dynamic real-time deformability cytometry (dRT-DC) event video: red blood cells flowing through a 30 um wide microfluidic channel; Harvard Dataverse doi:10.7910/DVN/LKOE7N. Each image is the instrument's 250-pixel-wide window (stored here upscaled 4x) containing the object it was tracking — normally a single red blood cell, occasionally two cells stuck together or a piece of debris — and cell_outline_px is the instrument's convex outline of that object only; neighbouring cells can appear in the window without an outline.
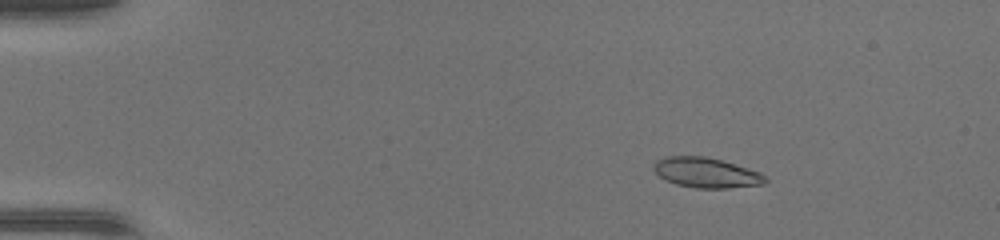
{"species": "common noctule bat (a hibernating species)", "species_latin": "Nyctalus noctula", "temperature_condition": "warm", "stored_images_in_passage": 47, "camera_frame_rate_fps": 3000, "um_per_image_px": 0.085, "animal": {"sex": "female", "body_mass_g": 17.0, "forearm_length_mm": 48.0}, "frame": {"image": 1, "passage_image": 7, "time_ms": 2.0, "image_size_px": [1000, 240], "cell_outline_px": [[768, 180], [764, 184], [728, 188], [696, 188], [676, 184], [664, 180], [652, 168], [652, 164], [656, 160], [664, 156], [704, 156], [720, 160], [760, 172]], "centroid_in_image_um": [59.98, 14.68], "position_along_channel_um": 25.0, "area_um2": 19.54}}
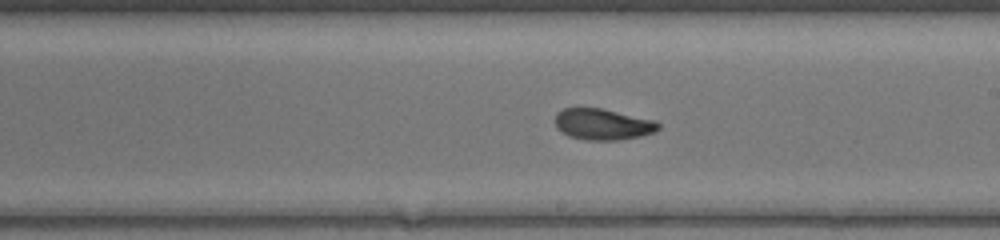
{"frame": {"image": 2, "passage_image": 28, "time_ms": 9.0, "image_size_px": [1000, 240], "cell_outline_px": [[660, 128], [656, 132], [640, 136], [620, 140], [584, 140], [568, 136], [560, 132], [556, 128], [556, 112], [564, 108], [600, 108], [652, 120], [660, 124]], "centroid_in_image_um": [51.2, 10.58], "position_along_channel_um": 237.8, "area_um2": 18.73}}
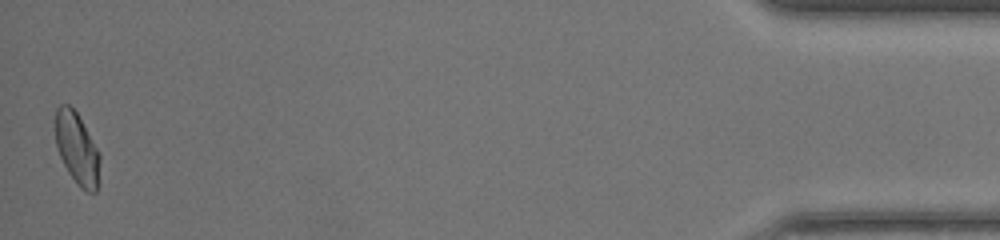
{"frame": {"image": 3, "passage_image": 47, "time_ms": 15.333, "image_size_px": [1000, 240], "cell_outline_px": [[100, 160], [96, 192], [88, 192], [80, 188], [76, 184], [68, 172], [60, 156], [56, 144], [56, 108], [60, 104], [68, 104], [76, 112], [100, 152]], "centroid_in_image_um": [6.55, 12.64], "position_along_channel_um": 428.6, "area_um2": 18.44}, "authors_computed_cell_mechanics": {"area_um2": 19.1318, "velocity_mm_per_s": 4.4033, "shape_relaxation_time_tau1_ms": 4.7304, "shape_relaxation_time_tau2_ms": 1.4757, "deformation_change_tau1": 0.1628, "deformation_change_tau2": 0.0671}}